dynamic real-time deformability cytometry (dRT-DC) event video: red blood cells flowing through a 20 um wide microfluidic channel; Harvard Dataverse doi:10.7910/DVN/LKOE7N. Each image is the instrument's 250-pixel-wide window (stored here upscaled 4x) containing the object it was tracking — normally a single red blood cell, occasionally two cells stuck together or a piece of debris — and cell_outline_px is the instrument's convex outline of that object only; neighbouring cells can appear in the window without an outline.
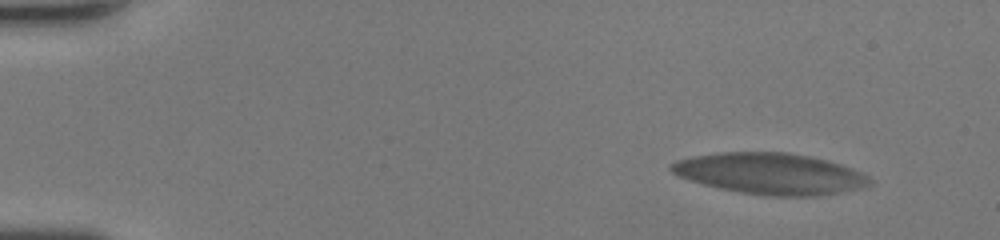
{"species": "human", "species_latin": "Homo sapiens", "temperature_condition": "room temperature", "stored_images_in_passage": 43, "camera_frame_rate_fps": 3000, "um_per_image_px": 0.085, "donor": {"sex": "female"}, "frame": {"image": 1, "passage_image": 1, "time_ms": 0.0, "image_size_px": [1000, 240], "cell_outline_px": [[872, 184], [868, 188], [820, 196], [764, 196], [740, 192], [720, 188], [688, 180], [676, 176], [668, 168], [668, 164], [676, 160], [692, 156], [716, 152], [788, 152], [828, 160], [852, 168], [868, 176], [872, 180]], "centroid_in_image_um": [65.48, 14.77], "position_along_channel_um": 19.5, "area_um2": 48.32}}
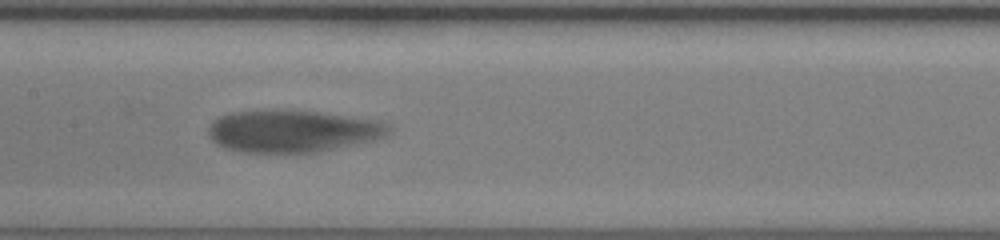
{"frame": {"image": 2, "passage_image": 24, "time_ms": 7.667, "image_size_px": [1000, 240], "cell_outline_px": [[392, 132], [376, 140], [316, 152], [244, 152], [224, 148], [216, 144], [208, 136], [208, 128], [212, 120], [220, 116], [232, 112], [268, 108], [276, 108], [320, 112], [380, 120], [388, 124], [392, 128]], "centroid_in_image_um": [24.85, 11.11], "position_along_channel_um": 182.5, "area_um2": 45.2}}
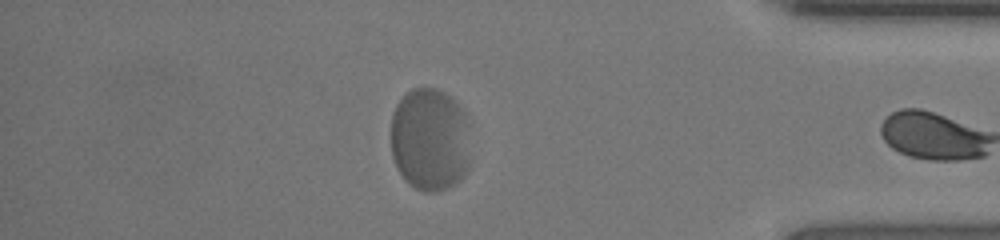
{"frame": {"image": 3, "passage_image": 42, "time_ms": 13.667, "image_size_px": [1000, 240], "cell_outline_px": [[468, 172], [460, 180], [444, 188], [432, 192], [424, 192], [408, 184], [404, 180], [396, 168], [392, 156], [392, 112], [400, 96], [404, 92], [412, 88], [436, 88], [444, 92], [456, 100], [464, 108], [468, 116]], "centroid_in_image_um": [36.54, 11.82], "position_along_channel_um": 398.7, "area_um2": 48.78}, "authors_computed_cell_mechanics": {"area_um2": 45.084, "velocity_mm_per_s": 4.0613, "shape_relaxation_time_tau1_ms": 1.9983, "shape_relaxation_time_tau2_ms": null, "deformation_change_tau1": 0.1221, "deformation_change_tau2": null}}